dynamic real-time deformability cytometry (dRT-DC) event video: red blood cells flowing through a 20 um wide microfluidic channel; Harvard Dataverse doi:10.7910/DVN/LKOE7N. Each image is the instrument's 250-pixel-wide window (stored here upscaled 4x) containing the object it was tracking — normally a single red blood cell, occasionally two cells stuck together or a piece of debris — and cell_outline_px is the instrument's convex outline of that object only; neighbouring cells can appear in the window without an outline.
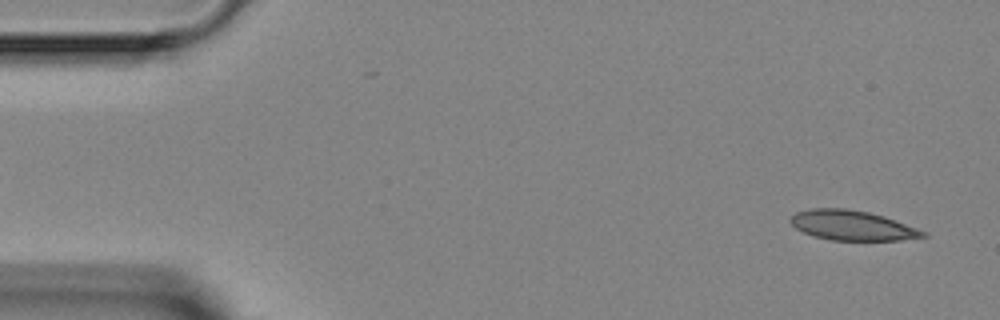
{"species": "Egyptian fruit bat (a non-hibernating species)", "species_latin": "Rousettus aegyptiacus", "temperature_condition": "room temperature", "stored_images_in_passage": 44, "camera_frame_rate_fps": 3000, "um_per_image_px": 0.085, "animal": {"sex": "female"}, "frame": {"image": 1, "passage_image": 1, "time_ms": 0.0, "image_size_px": [1000, 320], "cell_outline_px": [[928, 236], [900, 240], [832, 240], [812, 236], [796, 228], [788, 220], [796, 212], [812, 208], [844, 208], [868, 212], [884, 216], [928, 232]], "centroid_in_image_um": [72.44, 19.16], "position_along_channel_um": 12.6, "area_um2": 23.0}}
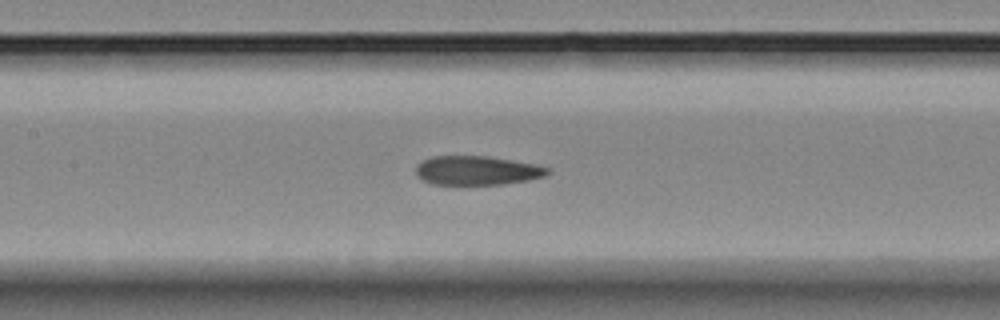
{"frame": {"image": 2, "passage_image": 19, "time_ms": 6.0, "image_size_px": [1000, 320], "cell_outline_px": [[552, 172], [544, 176], [528, 180], [504, 184], [432, 184], [416, 176], [416, 164], [432, 156], [488, 156], [536, 164], [552, 168]], "centroid_in_image_um": [40.58, 14.48], "position_along_channel_um": 166.8, "area_um2": 22.43}}
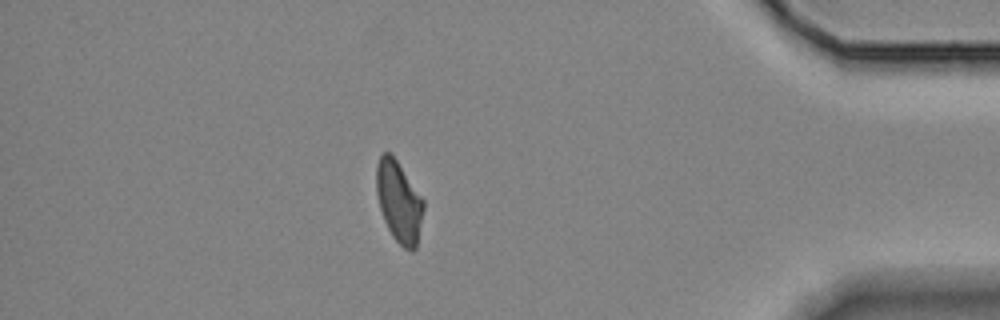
{"frame": {"image": 3, "passage_image": 38, "time_ms": 12.333, "image_size_px": [1000, 320], "cell_outline_px": [[424, 208], [416, 248], [412, 252], [404, 248], [392, 236], [384, 220], [380, 208], [376, 192], [376, 164], [380, 156], [384, 152], [388, 152], [396, 160], [424, 200]], "centroid_in_image_um": [33.9, 17.16], "position_along_channel_um": 401.3, "area_um2": 22.08}}